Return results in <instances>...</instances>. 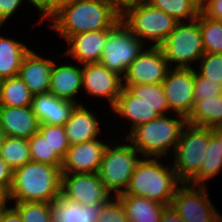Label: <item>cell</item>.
Returning a JSON list of instances; mask_svg holds the SVG:
<instances>
[{
	"mask_svg": "<svg viewBox=\"0 0 222 222\" xmlns=\"http://www.w3.org/2000/svg\"><path fill=\"white\" fill-rule=\"evenodd\" d=\"M120 21L121 11L107 0H74L57 10L47 29L66 41L80 33L112 30Z\"/></svg>",
	"mask_w": 222,
	"mask_h": 222,
	"instance_id": "6da1fadb",
	"label": "cell"
},
{
	"mask_svg": "<svg viewBox=\"0 0 222 222\" xmlns=\"http://www.w3.org/2000/svg\"><path fill=\"white\" fill-rule=\"evenodd\" d=\"M163 159V157H142L131 176L128 188L119 195L143 196L170 206L182 182L178 179L170 158Z\"/></svg>",
	"mask_w": 222,
	"mask_h": 222,
	"instance_id": "7a4b0ae2",
	"label": "cell"
},
{
	"mask_svg": "<svg viewBox=\"0 0 222 222\" xmlns=\"http://www.w3.org/2000/svg\"><path fill=\"white\" fill-rule=\"evenodd\" d=\"M61 169L58 166L30 161L13 170L7 199L11 202L51 203L61 194Z\"/></svg>",
	"mask_w": 222,
	"mask_h": 222,
	"instance_id": "3957f363",
	"label": "cell"
},
{
	"mask_svg": "<svg viewBox=\"0 0 222 222\" xmlns=\"http://www.w3.org/2000/svg\"><path fill=\"white\" fill-rule=\"evenodd\" d=\"M187 119L178 114L161 115L135 127L125 139L142 157L172 156ZM170 155V156H169Z\"/></svg>",
	"mask_w": 222,
	"mask_h": 222,
	"instance_id": "277c9868",
	"label": "cell"
},
{
	"mask_svg": "<svg viewBox=\"0 0 222 222\" xmlns=\"http://www.w3.org/2000/svg\"><path fill=\"white\" fill-rule=\"evenodd\" d=\"M121 21L147 46H160L178 23L145 0L126 6L121 11Z\"/></svg>",
	"mask_w": 222,
	"mask_h": 222,
	"instance_id": "5b68a950",
	"label": "cell"
},
{
	"mask_svg": "<svg viewBox=\"0 0 222 222\" xmlns=\"http://www.w3.org/2000/svg\"><path fill=\"white\" fill-rule=\"evenodd\" d=\"M118 135L120 134H116V140H112L106 147L98 170L99 178L113 196L125 192L131 176L142 158L123 136L118 141Z\"/></svg>",
	"mask_w": 222,
	"mask_h": 222,
	"instance_id": "8992f818",
	"label": "cell"
},
{
	"mask_svg": "<svg viewBox=\"0 0 222 222\" xmlns=\"http://www.w3.org/2000/svg\"><path fill=\"white\" fill-rule=\"evenodd\" d=\"M160 47L171 68L194 69L205 54L199 21L178 22Z\"/></svg>",
	"mask_w": 222,
	"mask_h": 222,
	"instance_id": "52a82bcc",
	"label": "cell"
},
{
	"mask_svg": "<svg viewBox=\"0 0 222 222\" xmlns=\"http://www.w3.org/2000/svg\"><path fill=\"white\" fill-rule=\"evenodd\" d=\"M209 144V128L186 124L170 157L178 179L189 183L200 171Z\"/></svg>",
	"mask_w": 222,
	"mask_h": 222,
	"instance_id": "ba28073f",
	"label": "cell"
},
{
	"mask_svg": "<svg viewBox=\"0 0 222 222\" xmlns=\"http://www.w3.org/2000/svg\"><path fill=\"white\" fill-rule=\"evenodd\" d=\"M146 46L120 21L107 35L100 63L123 77Z\"/></svg>",
	"mask_w": 222,
	"mask_h": 222,
	"instance_id": "9c48e42d",
	"label": "cell"
},
{
	"mask_svg": "<svg viewBox=\"0 0 222 222\" xmlns=\"http://www.w3.org/2000/svg\"><path fill=\"white\" fill-rule=\"evenodd\" d=\"M209 187L182 183L171 206L185 222H218L220 212L210 198Z\"/></svg>",
	"mask_w": 222,
	"mask_h": 222,
	"instance_id": "30bf717a",
	"label": "cell"
},
{
	"mask_svg": "<svg viewBox=\"0 0 222 222\" xmlns=\"http://www.w3.org/2000/svg\"><path fill=\"white\" fill-rule=\"evenodd\" d=\"M170 69L160 46H146L127 68L123 85L162 84Z\"/></svg>",
	"mask_w": 222,
	"mask_h": 222,
	"instance_id": "8fae6325",
	"label": "cell"
},
{
	"mask_svg": "<svg viewBox=\"0 0 222 222\" xmlns=\"http://www.w3.org/2000/svg\"><path fill=\"white\" fill-rule=\"evenodd\" d=\"M61 195L81 205H102L113 195L105 188L98 173L62 174Z\"/></svg>",
	"mask_w": 222,
	"mask_h": 222,
	"instance_id": "7c38bea8",
	"label": "cell"
},
{
	"mask_svg": "<svg viewBox=\"0 0 222 222\" xmlns=\"http://www.w3.org/2000/svg\"><path fill=\"white\" fill-rule=\"evenodd\" d=\"M194 77L195 68H171L162 82L170 112L186 119L195 105Z\"/></svg>",
	"mask_w": 222,
	"mask_h": 222,
	"instance_id": "4fadbf2b",
	"label": "cell"
},
{
	"mask_svg": "<svg viewBox=\"0 0 222 222\" xmlns=\"http://www.w3.org/2000/svg\"><path fill=\"white\" fill-rule=\"evenodd\" d=\"M123 89V77L110 71L103 64L88 63L82 65V91L84 94L108 101L111 108Z\"/></svg>",
	"mask_w": 222,
	"mask_h": 222,
	"instance_id": "5bb4252c",
	"label": "cell"
},
{
	"mask_svg": "<svg viewBox=\"0 0 222 222\" xmlns=\"http://www.w3.org/2000/svg\"><path fill=\"white\" fill-rule=\"evenodd\" d=\"M112 140L102 137L71 145L63 159L61 174L98 173L105 149Z\"/></svg>",
	"mask_w": 222,
	"mask_h": 222,
	"instance_id": "9a60e30c",
	"label": "cell"
},
{
	"mask_svg": "<svg viewBox=\"0 0 222 222\" xmlns=\"http://www.w3.org/2000/svg\"><path fill=\"white\" fill-rule=\"evenodd\" d=\"M110 31H91L70 36L65 41L68 48L63 53L57 55L64 56L65 63L68 58L80 65L99 63L104 52L107 35Z\"/></svg>",
	"mask_w": 222,
	"mask_h": 222,
	"instance_id": "2e32d148",
	"label": "cell"
},
{
	"mask_svg": "<svg viewBox=\"0 0 222 222\" xmlns=\"http://www.w3.org/2000/svg\"><path fill=\"white\" fill-rule=\"evenodd\" d=\"M109 110H111L113 116L116 115L115 117L121 118L119 123L125 122L126 120L128 124L124 125L125 129H122L124 133H122L124 136L123 138H125L135 127L161 116L152 105L144 101V99L132 95L124 87L115 104ZM126 129H128V131ZM124 130H126V133Z\"/></svg>",
	"mask_w": 222,
	"mask_h": 222,
	"instance_id": "e0dca14e",
	"label": "cell"
},
{
	"mask_svg": "<svg viewBox=\"0 0 222 222\" xmlns=\"http://www.w3.org/2000/svg\"><path fill=\"white\" fill-rule=\"evenodd\" d=\"M31 48L23 57L18 76L28 86L31 94L38 95L50 91V76L54 64L53 57H44Z\"/></svg>",
	"mask_w": 222,
	"mask_h": 222,
	"instance_id": "ac0fdd59",
	"label": "cell"
},
{
	"mask_svg": "<svg viewBox=\"0 0 222 222\" xmlns=\"http://www.w3.org/2000/svg\"><path fill=\"white\" fill-rule=\"evenodd\" d=\"M99 115H97V112H93L88 104L85 106L83 103L75 106L68 121L64 124L70 146L102 138V135L103 137L106 135L105 131L103 132L101 129V114Z\"/></svg>",
	"mask_w": 222,
	"mask_h": 222,
	"instance_id": "d6986e66",
	"label": "cell"
},
{
	"mask_svg": "<svg viewBox=\"0 0 222 222\" xmlns=\"http://www.w3.org/2000/svg\"><path fill=\"white\" fill-rule=\"evenodd\" d=\"M55 60L50 76V93L58 98L83 104L78 101V93L82 92V65L71 60L64 62ZM57 61V62H56ZM59 62V63H58ZM75 63V65L73 64ZM77 98V99H76Z\"/></svg>",
	"mask_w": 222,
	"mask_h": 222,
	"instance_id": "ffe728a7",
	"label": "cell"
},
{
	"mask_svg": "<svg viewBox=\"0 0 222 222\" xmlns=\"http://www.w3.org/2000/svg\"><path fill=\"white\" fill-rule=\"evenodd\" d=\"M0 127L7 137L30 139L39 130V121L31 106H0Z\"/></svg>",
	"mask_w": 222,
	"mask_h": 222,
	"instance_id": "44dd1931",
	"label": "cell"
},
{
	"mask_svg": "<svg viewBox=\"0 0 222 222\" xmlns=\"http://www.w3.org/2000/svg\"><path fill=\"white\" fill-rule=\"evenodd\" d=\"M76 105L73 101L58 98L48 92L34 95L31 107L39 124L64 126Z\"/></svg>",
	"mask_w": 222,
	"mask_h": 222,
	"instance_id": "7402d4cb",
	"label": "cell"
},
{
	"mask_svg": "<svg viewBox=\"0 0 222 222\" xmlns=\"http://www.w3.org/2000/svg\"><path fill=\"white\" fill-rule=\"evenodd\" d=\"M52 222H96L101 205H81L61 194L51 202Z\"/></svg>",
	"mask_w": 222,
	"mask_h": 222,
	"instance_id": "603a6c76",
	"label": "cell"
},
{
	"mask_svg": "<svg viewBox=\"0 0 222 222\" xmlns=\"http://www.w3.org/2000/svg\"><path fill=\"white\" fill-rule=\"evenodd\" d=\"M0 32L3 33L1 30ZM0 33V80L18 76L25 54L31 49L28 43Z\"/></svg>",
	"mask_w": 222,
	"mask_h": 222,
	"instance_id": "cb8c5ba5",
	"label": "cell"
},
{
	"mask_svg": "<svg viewBox=\"0 0 222 222\" xmlns=\"http://www.w3.org/2000/svg\"><path fill=\"white\" fill-rule=\"evenodd\" d=\"M130 222H160L165 205L143 196L117 195Z\"/></svg>",
	"mask_w": 222,
	"mask_h": 222,
	"instance_id": "d4e9b609",
	"label": "cell"
},
{
	"mask_svg": "<svg viewBox=\"0 0 222 222\" xmlns=\"http://www.w3.org/2000/svg\"><path fill=\"white\" fill-rule=\"evenodd\" d=\"M206 151L199 173L189 182L191 185L209 187L210 180L222 173V148L218 138L212 133V128H209V144Z\"/></svg>",
	"mask_w": 222,
	"mask_h": 222,
	"instance_id": "484cf974",
	"label": "cell"
},
{
	"mask_svg": "<svg viewBox=\"0 0 222 222\" xmlns=\"http://www.w3.org/2000/svg\"><path fill=\"white\" fill-rule=\"evenodd\" d=\"M187 124L208 128L222 125V94L195 101L193 110L187 117Z\"/></svg>",
	"mask_w": 222,
	"mask_h": 222,
	"instance_id": "4316f807",
	"label": "cell"
},
{
	"mask_svg": "<svg viewBox=\"0 0 222 222\" xmlns=\"http://www.w3.org/2000/svg\"><path fill=\"white\" fill-rule=\"evenodd\" d=\"M32 97L28 86L19 76L0 80L1 106H31Z\"/></svg>",
	"mask_w": 222,
	"mask_h": 222,
	"instance_id": "83f0119b",
	"label": "cell"
},
{
	"mask_svg": "<svg viewBox=\"0 0 222 222\" xmlns=\"http://www.w3.org/2000/svg\"><path fill=\"white\" fill-rule=\"evenodd\" d=\"M150 5L172 16L178 22L196 20L201 5L195 0H145Z\"/></svg>",
	"mask_w": 222,
	"mask_h": 222,
	"instance_id": "f1b7e54d",
	"label": "cell"
},
{
	"mask_svg": "<svg viewBox=\"0 0 222 222\" xmlns=\"http://www.w3.org/2000/svg\"><path fill=\"white\" fill-rule=\"evenodd\" d=\"M132 95L137 96L156 109L160 115L170 114V107L164 94L162 84L123 85Z\"/></svg>",
	"mask_w": 222,
	"mask_h": 222,
	"instance_id": "f546056e",
	"label": "cell"
},
{
	"mask_svg": "<svg viewBox=\"0 0 222 222\" xmlns=\"http://www.w3.org/2000/svg\"><path fill=\"white\" fill-rule=\"evenodd\" d=\"M0 157L13 169L22 167L31 161L28 139L6 137Z\"/></svg>",
	"mask_w": 222,
	"mask_h": 222,
	"instance_id": "4dcf8cb0",
	"label": "cell"
},
{
	"mask_svg": "<svg viewBox=\"0 0 222 222\" xmlns=\"http://www.w3.org/2000/svg\"><path fill=\"white\" fill-rule=\"evenodd\" d=\"M197 20L200 23L205 53L222 54V21L209 18L202 12H200Z\"/></svg>",
	"mask_w": 222,
	"mask_h": 222,
	"instance_id": "1f68e13d",
	"label": "cell"
},
{
	"mask_svg": "<svg viewBox=\"0 0 222 222\" xmlns=\"http://www.w3.org/2000/svg\"><path fill=\"white\" fill-rule=\"evenodd\" d=\"M29 151L31 161L58 166L62 168L63 160L51 151L47 139H45L39 132L35 133L28 139Z\"/></svg>",
	"mask_w": 222,
	"mask_h": 222,
	"instance_id": "d6a6232c",
	"label": "cell"
},
{
	"mask_svg": "<svg viewBox=\"0 0 222 222\" xmlns=\"http://www.w3.org/2000/svg\"><path fill=\"white\" fill-rule=\"evenodd\" d=\"M12 206L19 212L23 222H52L51 203L13 202Z\"/></svg>",
	"mask_w": 222,
	"mask_h": 222,
	"instance_id": "836d02e7",
	"label": "cell"
},
{
	"mask_svg": "<svg viewBox=\"0 0 222 222\" xmlns=\"http://www.w3.org/2000/svg\"><path fill=\"white\" fill-rule=\"evenodd\" d=\"M38 132L47 139L51 151L57 153V155L63 160L70 148L64 126L39 124Z\"/></svg>",
	"mask_w": 222,
	"mask_h": 222,
	"instance_id": "e575fe53",
	"label": "cell"
},
{
	"mask_svg": "<svg viewBox=\"0 0 222 222\" xmlns=\"http://www.w3.org/2000/svg\"><path fill=\"white\" fill-rule=\"evenodd\" d=\"M195 70L208 81L222 85V54L205 53L199 60Z\"/></svg>",
	"mask_w": 222,
	"mask_h": 222,
	"instance_id": "d590c367",
	"label": "cell"
},
{
	"mask_svg": "<svg viewBox=\"0 0 222 222\" xmlns=\"http://www.w3.org/2000/svg\"><path fill=\"white\" fill-rule=\"evenodd\" d=\"M96 222H130L123 204L117 196L111 197L101 205Z\"/></svg>",
	"mask_w": 222,
	"mask_h": 222,
	"instance_id": "8d00e7d4",
	"label": "cell"
},
{
	"mask_svg": "<svg viewBox=\"0 0 222 222\" xmlns=\"http://www.w3.org/2000/svg\"><path fill=\"white\" fill-rule=\"evenodd\" d=\"M222 94V85L218 82L208 81L195 70L194 77V99L201 101Z\"/></svg>",
	"mask_w": 222,
	"mask_h": 222,
	"instance_id": "74e56055",
	"label": "cell"
},
{
	"mask_svg": "<svg viewBox=\"0 0 222 222\" xmlns=\"http://www.w3.org/2000/svg\"><path fill=\"white\" fill-rule=\"evenodd\" d=\"M29 3L34 9H36V12H38V20H35V26L36 25H43L42 23H46L52 16H53V0H25V4Z\"/></svg>",
	"mask_w": 222,
	"mask_h": 222,
	"instance_id": "f35d334b",
	"label": "cell"
},
{
	"mask_svg": "<svg viewBox=\"0 0 222 222\" xmlns=\"http://www.w3.org/2000/svg\"><path fill=\"white\" fill-rule=\"evenodd\" d=\"M24 3L25 0H0V22L4 25L3 28H6L11 17H15L17 10L21 11L20 7L24 6Z\"/></svg>",
	"mask_w": 222,
	"mask_h": 222,
	"instance_id": "ab89813d",
	"label": "cell"
},
{
	"mask_svg": "<svg viewBox=\"0 0 222 222\" xmlns=\"http://www.w3.org/2000/svg\"><path fill=\"white\" fill-rule=\"evenodd\" d=\"M13 181V169L0 157V194L7 197Z\"/></svg>",
	"mask_w": 222,
	"mask_h": 222,
	"instance_id": "60d3db41",
	"label": "cell"
},
{
	"mask_svg": "<svg viewBox=\"0 0 222 222\" xmlns=\"http://www.w3.org/2000/svg\"><path fill=\"white\" fill-rule=\"evenodd\" d=\"M201 12L209 18L222 21V0H206L201 5Z\"/></svg>",
	"mask_w": 222,
	"mask_h": 222,
	"instance_id": "b9f144b4",
	"label": "cell"
},
{
	"mask_svg": "<svg viewBox=\"0 0 222 222\" xmlns=\"http://www.w3.org/2000/svg\"><path fill=\"white\" fill-rule=\"evenodd\" d=\"M0 222H23V220L19 212L10 204L4 209Z\"/></svg>",
	"mask_w": 222,
	"mask_h": 222,
	"instance_id": "7bdbcfd3",
	"label": "cell"
},
{
	"mask_svg": "<svg viewBox=\"0 0 222 222\" xmlns=\"http://www.w3.org/2000/svg\"><path fill=\"white\" fill-rule=\"evenodd\" d=\"M160 222H185V221L170 205L164 207Z\"/></svg>",
	"mask_w": 222,
	"mask_h": 222,
	"instance_id": "ee69618b",
	"label": "cell"
},
{
	"mask_svg": "<svg viewBox=\"0 0 222 222\" xmlns=\"http://www.w3.org/2000/svg\"><path fill=\"white\" fill-rule=\"evenodd\" d=\"M107 1L114 4L120 11H122L126 6L135 4L139 0H107Z\"/></svg>",
	"mask_w": 222,
	"mask_h": 222,
	"instance_id": "f6af8a7d",
	"label": "cell"
},
{
	"mask_svg": "<svg viewBox=\"0 0 222 222\" xmlns=\"http://www.w3.org/2000/svg\"><path fill=\"white\" fill-rule=\"evenodd\" d=\"M74 0H53V15L57 12V10L68 3L73 2Z\"/></svg>",
	"mask_w": 222,
	"mask_h": 222,
	"instance_id": "bcb514c9",
	"label": "cell"
},
{
	"mask_svg": "<svg viewBox=\"0 0 222 222\" xmlns=\"http://www.w3.org/2000/svg\"><path fill=\"white\" fill-rule=\"evenodd\" d=\"M212 133L218 138L222 148V125L212 128Z\"/></svg>",
	"mask_w": 222,
	"mask_h": 222,
	"instance_id": "7dc6e473",
	"label": "cell"
},
{
	"mask_svg": "<svg viewBox=\"0 0 222 222\" xmlns=\"http://www.w3.org/2000/svg\"><path fill=\"white\" fill-rule=\"evenodd\" d=\"M8 203H9V201H8V199L5 196H3L0 199V218H1V215H2V213L4 211V209L8 206Z\"/></svg>",
	"mask_w": 222,
	"mask_h": 222,
	"instance_id": "c3c4849f",
	"label": "cell"
},
{
	"mask_svg": "<svg viewBox=\"0 0 222 222\" xmlns=\"http://www.w3.org/2000/svg\"><path fill=\"white\" fill-rule=\"evenodd\" d=\"M6 137H7L6 134L3 132L2 128L0 127V153Z\"/></svg>",
	"mask_w": 222,
	"mask_h": 222,
	"instance_id": "681fc988",
	"label": "cell"
},
{
	"mask_svg": "<svg viewBox=\"0 0 222 222\" xmlns=\"http://www.w3.org/2000/svg\"><path fill=\"white\" fill-rule=\"evenodd\" d=\"M196 2H198L200 5H202L206 0H195Z\"/></svg>",
	"mask_w": 222,
	"mask_h": 222,
	"instance_id": "f907efd6",
	"label": "cell"
},
{
	"mask_svg": "<svg viewBox=\"0 0 222 222\" xmlns=\"http://www.w3.org/2000/svg\"><path fill=\"white\" fill-rule=\"evenodd\" d=\"M218 222H222V212H220V215L218 217Z\"/></svg>",
	"mask_w": 222,
	"mask_h": 222,
	"instance_id": "816d5d0a",
	"label": "cell"
},
{
	"mask_svg": "<svg viewBox=\"0 0 222 222\" xmlns=\"http://www.w3.org/2000/svg\"><path fill=\"white\" fill-rule=\"evenodd\" d=\"M3 26L4 25L0 22V31L3 30V28H2Z\"/></svg>",
	"mask_w": 222,
	"mask_h": 222,
	"instance_id": "f5cc1de1",
	"label": "cell"
}]
</instances>
